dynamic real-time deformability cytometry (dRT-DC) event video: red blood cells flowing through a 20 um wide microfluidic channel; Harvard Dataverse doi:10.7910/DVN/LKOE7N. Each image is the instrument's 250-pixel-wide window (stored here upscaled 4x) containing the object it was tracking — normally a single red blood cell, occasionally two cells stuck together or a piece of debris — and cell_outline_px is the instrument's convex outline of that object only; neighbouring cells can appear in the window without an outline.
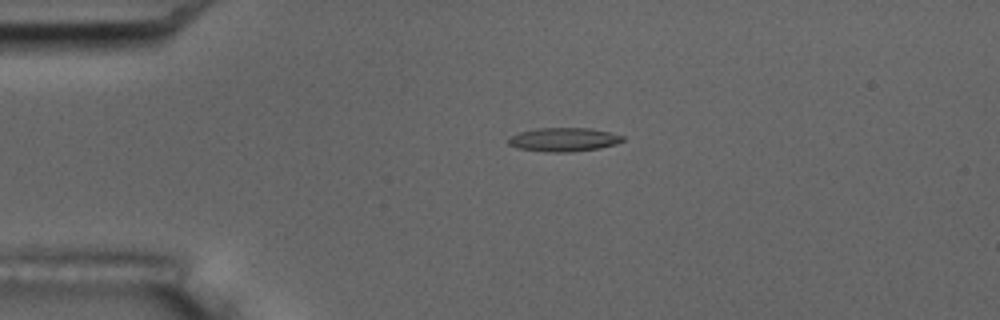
{"species": "common noctule bat (a hibernating species)", "species_latin": "Nyctalus noctula", "temperature_condition": "room temperature", "stored_images_in_passage": 6, "camera_frame_rate_fps": 3000, "um_per_image_px": 0.085, "animal": {"sex": "male", "body_mass_g": 17.5, "forearm_length_mm": 52.3}, "frame": {"image": 1, "passage_image": 3, "time_ms": 3.333, "image_size_px": [1000, 320], "cell_outline_px": [[624, 140], [616, 144], [600, 148], [572, 152], [544, 152], [516, 148], [508, 144], [508, 136], [520, 132], [536, 128], [588, 128], [608, 132], [624, 136]], "centroid_in_image_um": [47.87, 11.87], "position_along_channel_um": 37.1, "area_um2": 15.95}}
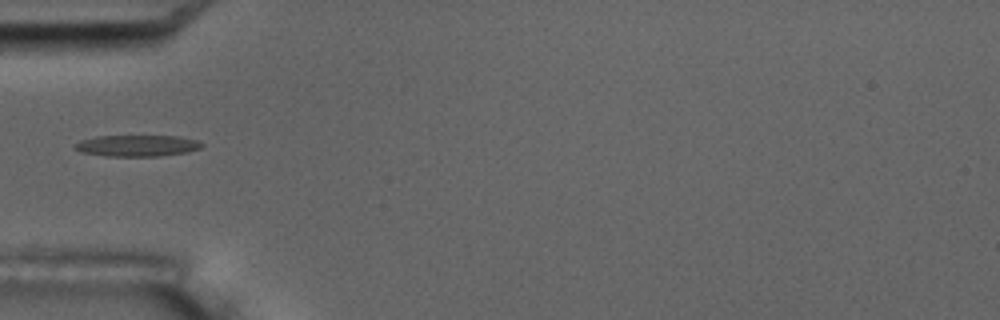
{"frame": {"image": 2, "passage_image": 4, "time_ms": 5.333, "image_size_px": [1000, 320], "cell_outline_px": [[204, 144], [200, 148], [188, 152], [160, 156], [108, 156], [80, 152], [72, 148], [72, 144], [80, 140], [96, 136], [176, 136], [196, 140]], "centroid_in_image_um": [11.59, 12.38], "position_along_channel_um": 73.4, "area_um2": 15.9}}